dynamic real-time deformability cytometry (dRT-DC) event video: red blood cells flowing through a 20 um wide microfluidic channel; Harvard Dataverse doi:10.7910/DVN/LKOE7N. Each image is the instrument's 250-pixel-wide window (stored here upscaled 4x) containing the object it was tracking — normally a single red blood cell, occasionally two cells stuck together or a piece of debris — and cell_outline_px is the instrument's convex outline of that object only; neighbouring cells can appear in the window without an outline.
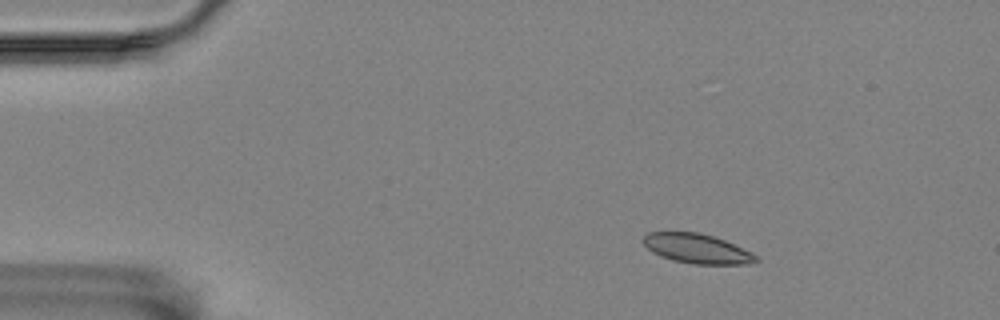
{"species": "Egyptian fruit bat (a non-hibernating species)", "species_latin": "Rousettus aegyptiacus", "temperature_condition": "room temperature", "stored_images_in_passage": 7, "camera_frame_rate_fps": 3000, "um_per_image_px": 0.085, "animal": {"sex": "female"}, "frame": {"image": 1, "passage_image": 3, "time_ms": 2.333, "image_size_px": [1000, 320], "cell_outline_px": [[760, 260], [756, 264], [692, 264], [672, 260], [660, 256], [652, 252], [640, 240], [648, 232], [700, 232], [724, 240], [752, 252]], "centroid_in_image_um": [59.25, 21.14], "position_along_channel_um": 25.7, "area_um2": 19.59}}
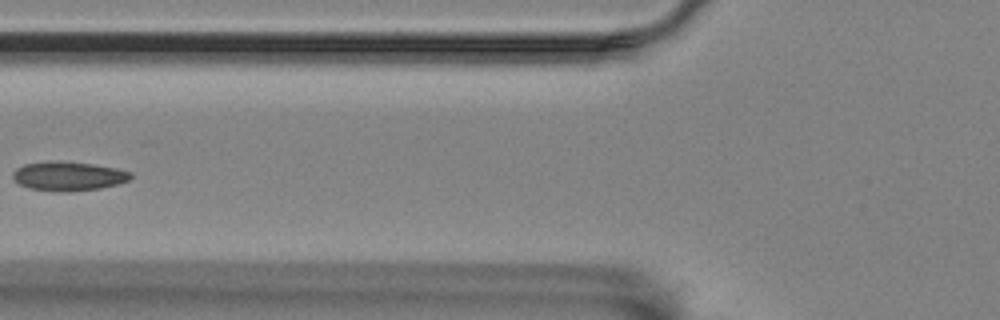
{"frame": {"image": 2, "passage_image": 7, "time_ms": 7.0, "image_size_px": [1000, 320], "cell_outline_px": [[132, 176], [128, 180], [120, 184], [100, 188], [68, 192], [52, 192], [28, 188], [12, 180], [12, 172], [16, 168], [24, 164], [92, 164], [116, 168], [132, 172]], "centroid_in_image_um": [5.83, 15.04], "position_along_channel_um": 120.0, "area_um2": 19.36}}